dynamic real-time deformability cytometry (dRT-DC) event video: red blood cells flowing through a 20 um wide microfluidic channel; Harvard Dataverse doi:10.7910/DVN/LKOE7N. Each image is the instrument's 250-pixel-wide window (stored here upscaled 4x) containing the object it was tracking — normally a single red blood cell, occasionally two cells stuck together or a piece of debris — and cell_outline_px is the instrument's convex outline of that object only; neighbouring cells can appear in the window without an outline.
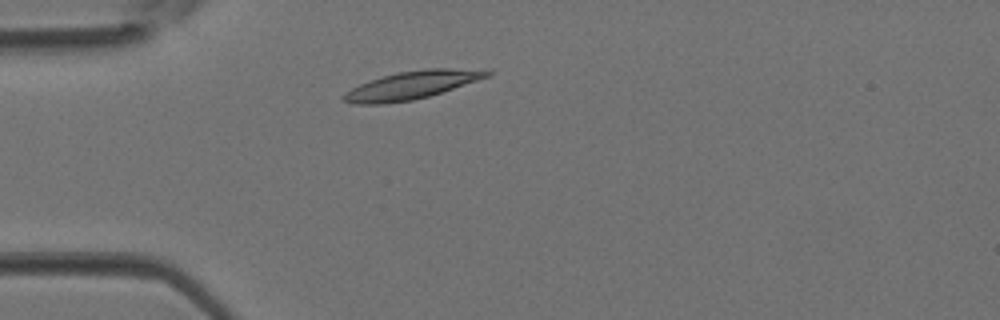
{"species": "Egyptian fruit bat (a non-hibernating species)", "species_latin": "Rousettus aegyptiacus", "temperature_condition": "room temperature", "stored_images_in_passage": 2, "camera_frame_rate_fps": 3000, "um_per_image_px": 0.085, "animal": {"sex": "female"}, "frame": {"image": 1, "passage_image": 2, "time_ms": 0.333, "image_size_px": [1000, 320], "cell_outline_px": [[492, 76], [428, 96], [412, 100], [384, 104], [352, 104], [344, 100], [340, 96], [344, 92], [360, 84], [384, 76], [400, 72], [428, 68], [448, 68], [492, 72]], "centroid_in_image_um": [34.94, 7.26], "position_along_channel_um": 50.1, "area_um2": 22.95}}